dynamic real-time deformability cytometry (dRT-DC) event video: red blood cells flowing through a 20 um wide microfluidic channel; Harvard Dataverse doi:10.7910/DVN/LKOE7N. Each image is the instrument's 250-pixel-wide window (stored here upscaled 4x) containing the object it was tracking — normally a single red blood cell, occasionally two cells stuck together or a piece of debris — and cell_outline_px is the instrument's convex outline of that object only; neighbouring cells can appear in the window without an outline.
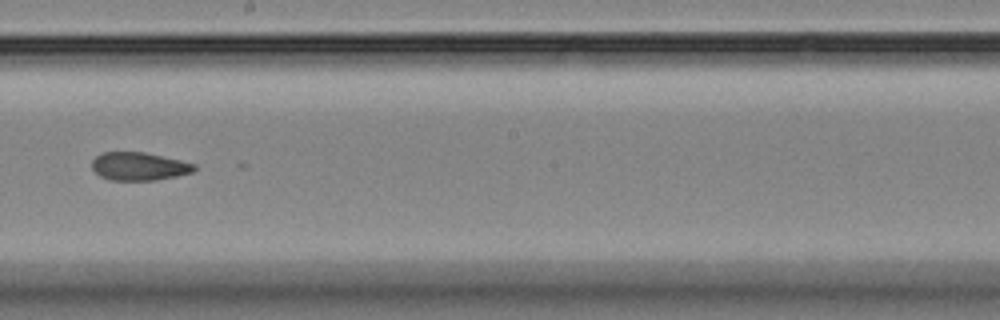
{"species": "Egyptian fruit bat (a non-hibernating species)", "species_latin": "Rousettus aegyptiacus", "temperature_condition": "room temperature", "stored_images_in_passage": 15, "camera_frame_rate_fps": 3000, "um_per_image_px": 0.085, "animal": {"sex": "female"}, "frame": {"image": 1, "passage_image": 9, "time_ms": 10.333, "image_size_px": [1000, 320], "cell_outline_px": [[196, 168], [192, 172], [176, 176], [156, 180], [108, 180], [100, 176], [92, 168], [92, 160], [96, 156], [104, 152], [144, 152], [180, 160], [196, 164]], "centroid_in_image_um": [11.81, 14.14], "position_along_channel_um": 236.4, "area_um2": 16.7}}
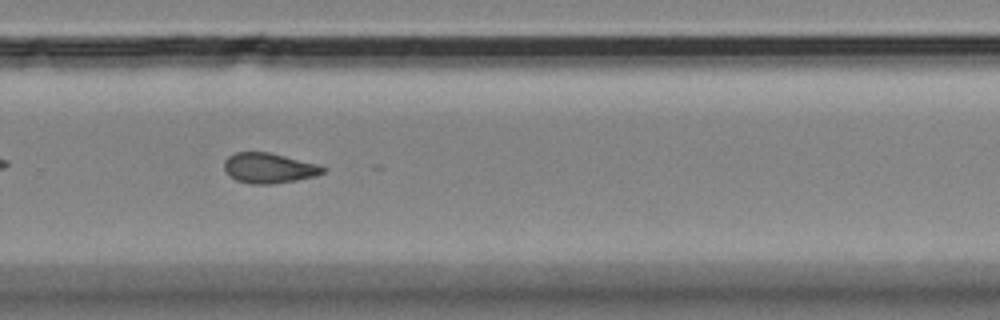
{"frame": {"image": 2, "passage_image": 11, "time_ms": 12.333, "image_size_px": [1000, 320], "cell_outline_px": [[328, 168], [324, 172], [316, 176], [296, 180], [272, 184], [248, 184], [236, 180], [228, 176], [224, 168], [224, 160], [228, 156], [236, 152], [268, 152], [316, 164]], "centroid_in_image_um": [22.82, 14.3], "position_along_channel_um": 307.0, "area_um2": 17.4}, "authors_computed_cell_mechanics": {"area_um2": 17.3978, "velocity_mm_per_s": 3.5497, "shape_relaxation_time_tau1_ms": null, "shape_relaxation_time_tau2_ms": 6.7473, "deformation_change_tau1": null, "deformation_change_tau2": 0.1034}}